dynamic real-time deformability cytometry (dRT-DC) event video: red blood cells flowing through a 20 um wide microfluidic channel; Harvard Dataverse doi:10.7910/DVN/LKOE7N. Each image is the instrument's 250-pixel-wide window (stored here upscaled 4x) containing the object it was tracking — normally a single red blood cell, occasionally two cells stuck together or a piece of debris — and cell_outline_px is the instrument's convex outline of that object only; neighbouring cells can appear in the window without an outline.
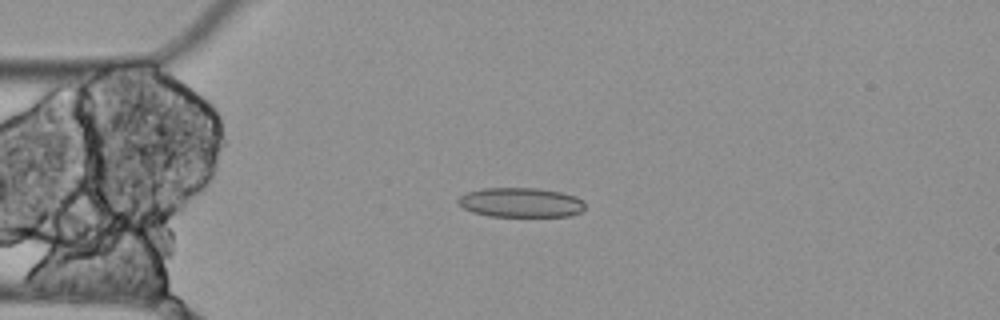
{"species": "Egyptian fruit bat (a non-hibernating species)", "species_latin": "Rousettus aegyptiacus", "temperature_condition": "cold", "stored_images_in_passage": 5, "camera_frame_rate_fps": 3000, "um_per_image_px": 0.085, "animal": {"sex": "female"}, "frame": {"image": 1, "passage_image": 1, "time_ms": 0.0, "image_size_px": [1000, 320], "cell_outline_px": [[584, 208], [580, 212], [568, 216], [488, 216], [472, 212], [464, 208], [456, 200], [460, 196], [468, 192], [484, 188], [536, 188], [560, 192], [576, 196], [584, 204]], "centroid_in_image_um": [44.24, 17.21], "position_along_channel_um": 40.8, "area_um2": 21.68}}
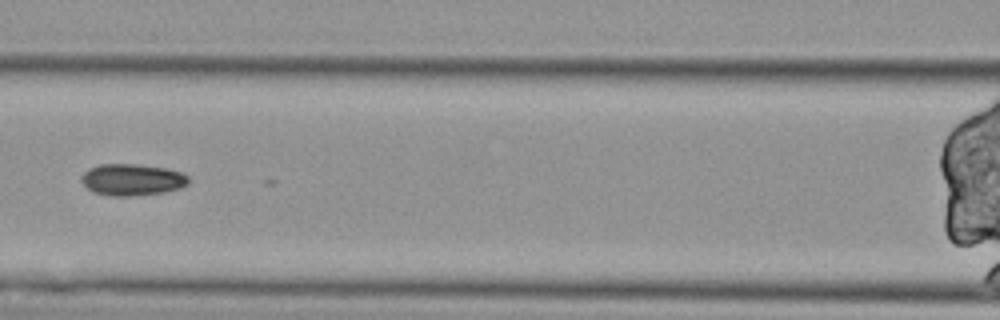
{"frame": {"image": 2, "passage_image": 4, "time_ms": 1.0, "image_size_px": [1000, 320], "cell_outline_px": [[188, 184], [180, 188], [164, 192], [132, 196], [112, 196], [92, 192], [80, 180], [80, 176], [88, 168], [100, 164], [136, 164], [168, 168], [180, 172], [188, 176]], "centroid_in_image_um": [11.21, 15.27], "position_along_channel_um": 155.4, "area_um2": 19.88}}
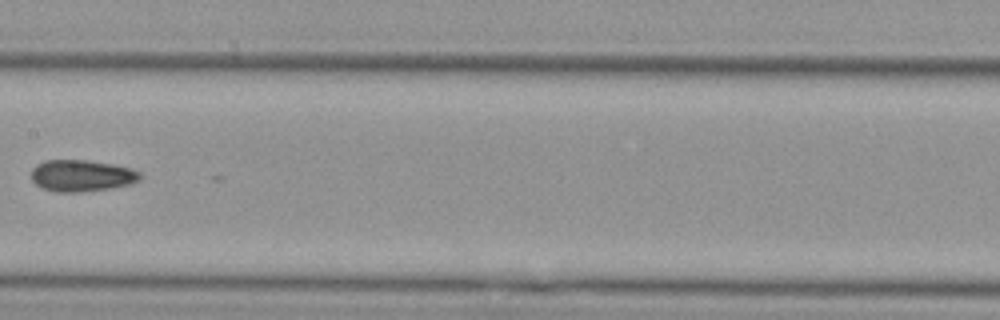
{"frame": {"image": 3, "passage_image": 5, "time_ms": 1.333, "image_size_px": [1000, 320], "cell_outline_px": [[140, 180], [132, 184], [112, 188], [80, 192], [56, 192], [40, 188], [32, 180], [32, 168], [36, 164], [44, 160], [84, 160], [112, 164], [132, 168], [140, 172]], "centroid_in_image_um": [6.94, 14.94], "position_along_channel_um": 200.5, "area_um2": 20.23}}